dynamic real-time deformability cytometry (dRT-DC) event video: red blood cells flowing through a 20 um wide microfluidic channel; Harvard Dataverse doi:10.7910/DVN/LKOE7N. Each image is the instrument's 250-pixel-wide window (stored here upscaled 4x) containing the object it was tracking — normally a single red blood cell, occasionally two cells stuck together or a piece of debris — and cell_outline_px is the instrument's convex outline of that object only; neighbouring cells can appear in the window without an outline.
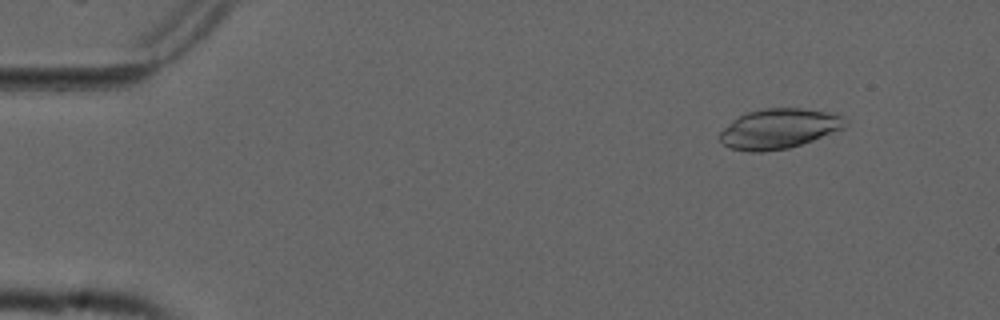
{"species": "common noctule bat (a hibernating species)", "species_latin": "Nyctalus noctula", "temperature_condition": "cold", "stored_images_in_passage": 54, "camera_frame_rate_fps": 3000, "um_per_image_px": 0.085, "animal": {"sex": "male", "forearm_length_mm": 52.5}, "frame": {"image": 1, "passage_image": 6, "time_ms": 1.667, "image_size_px": [1000, 320], "cell_outline_px": [[848, 124], [844, 128], [812, 140], [788, 148], [760, 152], [748, 152], [732, 148], [724, 144], [720, 140], [720, 132], [732, 120], [748, 112], [764, 108], [800, 108], [836, 112], [844, 116]], "centroid_in_image_um": [66.25, 10.92], "position_along_channel_um": 18.7, "area_um2": 29.19}}
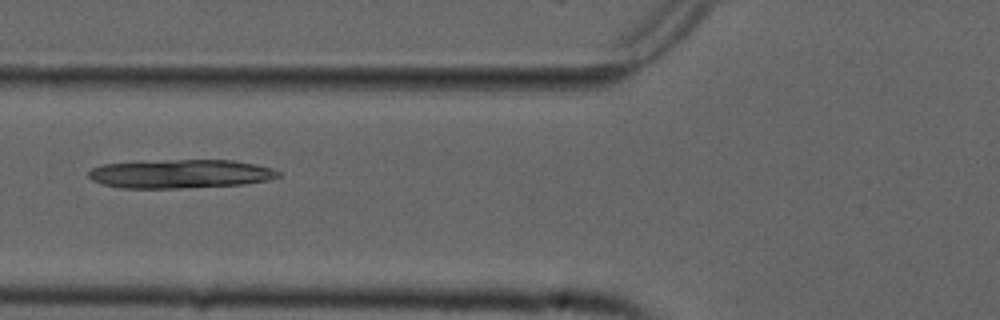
{"frame": {"image": 2, "passage_image": 21, "time_ms": 6.667, "image_size_px": [1000, 320], "cell_outline_px": [[280, 176], [268, 180], [244, 184], [180, 188], [120, 188], [104, 184], [92, 180], [88, 176], [88, 172], [92, 168], [104, 164], [168, 160], [232, 160], [256, 164], [272, 168], [280, 172]], "centroid_in_image_um": [15.36, 14.78], "position_along_channel_um": 110.4, "area_um2": 31.62}}
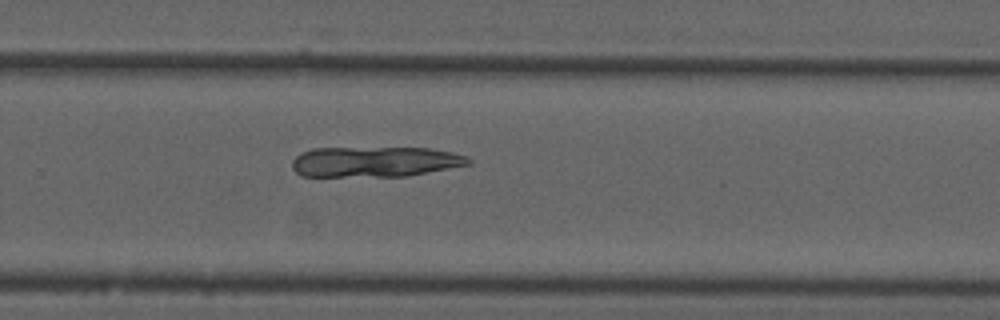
{"frame": {"image": 3, "passage_image": 36, "time_ms": 11.667, "image_size_px": [1000, 320], "cell_outline_px": [[472, 164], [404, 176], [300, 176], [292, 168], [292, 160], [300, 152], [312, 148], [432, 148], [452, 152], [468, 156], [472, 160]], "centroid_in_image_um": [31.86, 13.74], "position_along_channel_um": 297.9, "area_um2": 31.33}}